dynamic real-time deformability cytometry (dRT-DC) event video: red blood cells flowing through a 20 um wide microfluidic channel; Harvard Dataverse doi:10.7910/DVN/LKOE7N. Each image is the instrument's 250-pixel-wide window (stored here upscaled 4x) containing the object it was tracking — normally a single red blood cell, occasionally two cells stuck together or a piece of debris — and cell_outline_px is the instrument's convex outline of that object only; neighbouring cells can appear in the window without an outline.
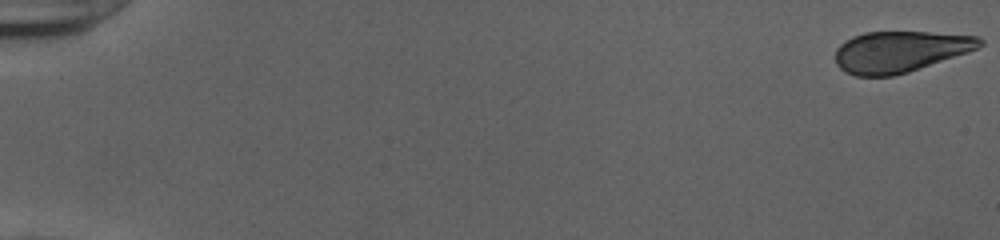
{"species": "human", "species_latin": "Homo sapiens", "temperature_condition": "cold", "stored_images_in_passage": 53, "camera_frame_rate_fps": 3000, "um_per_image_px": 0.085, "donor": {"sex": "female"}, "frame": {"image": 1, "passage_image": 1, "time_ms": 0.0, "image_size_px": [1000, 240], "cell_outline_px": [[984, 44], [968, 52], [908, 72], [892, 76], [856, 76], [844, 72], [836, 64], [836, 48], [840, 44], [852, 36], [864, 32], [928, 32], [980, 36], [984, 40]], "centroid_in_image_um": [76.49, 4.38], "position_along_channel_um": 8.5, "area_um2": 34.68}}
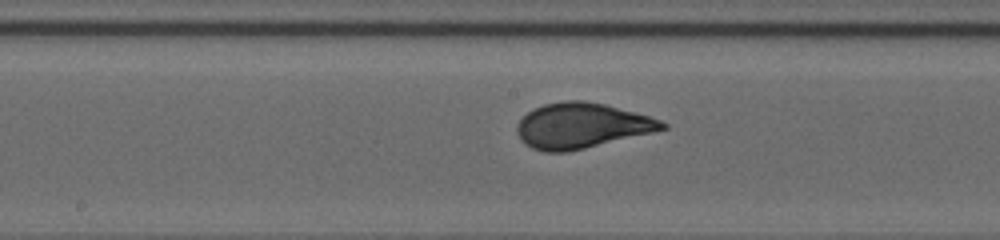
{"frame": {"image": 2, "passage_image": 30, "time_ms": 9.667, "image_size_px": [1000, 240], "cell_outline_px": [[668, 128], [652, 132], [568, 152], [544, 152], [532, 148], [524, 144], [520, 140], [516, 132], [516, 124], [532, 108], [544, 104], [564, 100], [584, 100], [604, 104], [648, 116], [660, 120], [668, 124]], "centroid_in_image_um": [49.38, 10.68], "position_along_channel_um": 198.8, "area_um2": 38.26}}
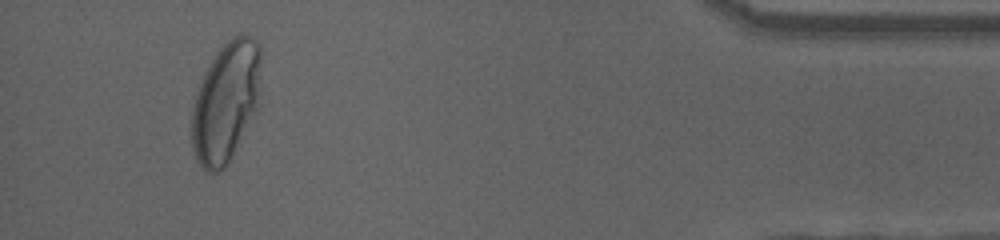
{"frame": {"image": 3, "passage_image": 51, "time_ms": 16.667, "image_size_px": [1000, 240], "cell_outline_px": [[260, 60], [256, 112], [228, 164], [224, 168], [216, 172], [208, 172], [196, 160], [192, 148], [192, 108], [204, 72], [216, 52], [232, 36], [244, 32], [256, 40], [260, 48]], "centroid_in_image_um": [19.19, 8.66], "position_along_channel_um": 416.0, "area_um2": 48.21}}